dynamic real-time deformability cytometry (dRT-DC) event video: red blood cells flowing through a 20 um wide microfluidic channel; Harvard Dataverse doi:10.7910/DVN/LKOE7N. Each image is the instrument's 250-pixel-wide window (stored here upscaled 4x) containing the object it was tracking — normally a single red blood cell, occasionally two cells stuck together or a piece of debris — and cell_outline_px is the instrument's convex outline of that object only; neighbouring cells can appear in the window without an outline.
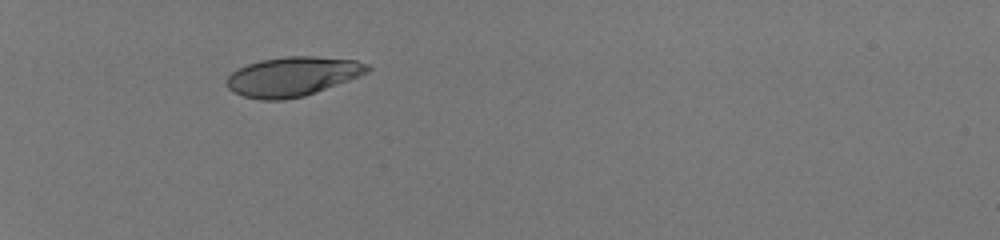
{"species": "human", "species_latin": "Homo sapiens", "temperature_condition": "room temperature", "stored_images_in_passage": 34, "camera_frame_rate_fps": 3000, "um_per_image_px": 0.085, "donor": {"sex": "male"}, "frame": {"image": 1, "passage_image": 1, "time_ms": 0.0, "image_size_px": [1000, 240], "cell_outline_px": [[372, 68], [368, 72], [360, 76], [316, 92], [304, 96], [284, 100], [260, 100], [244, 96], [228, 88], [224, 80], [236, 68], [260, 60], [288, 56], [312, 56], [356, 60], [368, 64]], "centroid_in_image_um": [24.86, 6.5], "position_along_channel_um": 60.1, "area_um2": 32.37}}
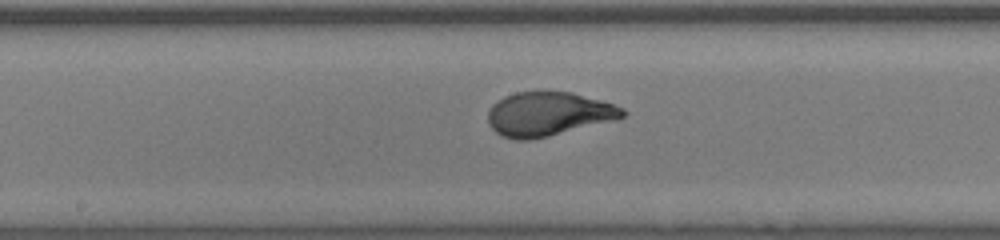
{"frame": {"image": 2, "passage_image": 14, "time_ms": 4.333, "image_size_px": [1000, 240], "cell_outline_px": [[628, 112], [624, 116], [616, 120], [548, 136], [528, 140], [516, 140], [500, 136], [488, 124], [488, 112], [492, 104], [504, 96], [516, 92], [572, 92], [600, 100], [624, 108]], "centroid_in_image_um": [46.6, 9.7], "position_along_channel_um": 201.6, "area_um2": 34.51}}
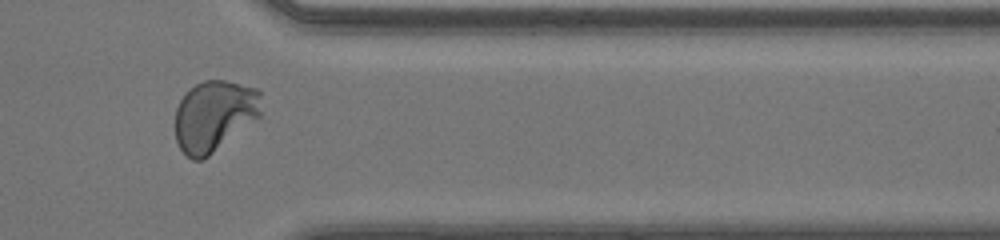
{"frame": {"image": 3, "passage_image": 28, "time_ms": 9.0, "image_size_px": [1000, 240], "cell_outline_px": [[260, 116], [204, 160], [192, 160], [180, 148], [176, 140], [176, 108], [180, 100], [196, 84], [204, 80], [224, 80], [260, 88]], "centroid_in_image_um": [18.22, 9.84], "position_along_channel_um": 393.2, "area_um2": 35.43}, "authors_computed_cell_mechanics": {"area_um2": 34.3043, "velocity_mm_per_s": 4.1259, "shape_relaxation_time_tau1_ms": 3.471, "shape_relaxation_time_tau2_ms": null, "deformation_change_tau1": 0.2012, "deformation_change_tau2": null}}